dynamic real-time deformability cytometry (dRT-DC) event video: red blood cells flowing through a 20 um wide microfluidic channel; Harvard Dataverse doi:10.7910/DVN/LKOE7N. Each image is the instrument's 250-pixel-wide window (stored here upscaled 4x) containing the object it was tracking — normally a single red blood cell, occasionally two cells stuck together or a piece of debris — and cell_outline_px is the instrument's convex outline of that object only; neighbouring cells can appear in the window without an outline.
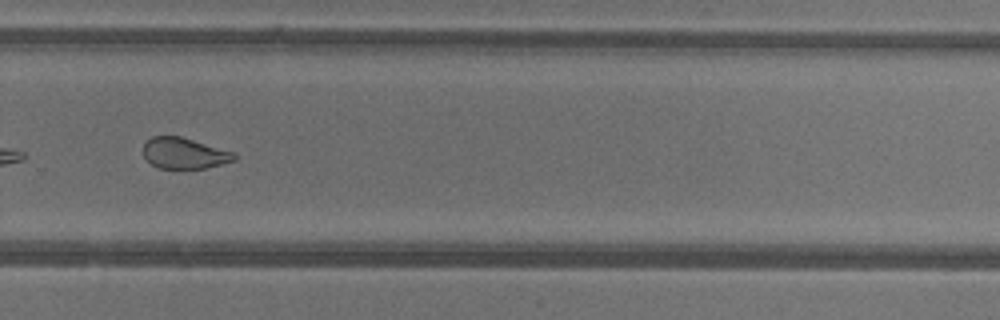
{"species": "common noctule bat (a hibernating species)", "species_latin": "Nyctalus noctula", "temperature_condition": "warm", "stored_images_in_passage": 47, "camera_frame_rate_fps": 3000, "um_per_image_px": 0.085, "animal": {"sex": "female"}, "frame": {"image": 1, "passage_image": 34, "time_ms": 11.0, "image_size_px": [1000, 320], "cell_outline_px": [[236, 160], [204, 168], [160, 168], [152, 164], [144, 156], [144, 144], [152, 136], [180, 136], [236, 152]], "centroid_in_image_um": [15.69, 13.01], "position_along_channel_um": 314.1, "area_um2": 16.3}, "authors_computed_cell_mechanics": {"area_um2": 20.7502, "velocity_mm_per_s": 4.3097, "shape_relaxation_time_tau1_ms": null, "shape_relaxation_time_tau2_ms": 1.2612, "deformation_change_tau1": null, "deformation_change_tau2": 0.0745}}